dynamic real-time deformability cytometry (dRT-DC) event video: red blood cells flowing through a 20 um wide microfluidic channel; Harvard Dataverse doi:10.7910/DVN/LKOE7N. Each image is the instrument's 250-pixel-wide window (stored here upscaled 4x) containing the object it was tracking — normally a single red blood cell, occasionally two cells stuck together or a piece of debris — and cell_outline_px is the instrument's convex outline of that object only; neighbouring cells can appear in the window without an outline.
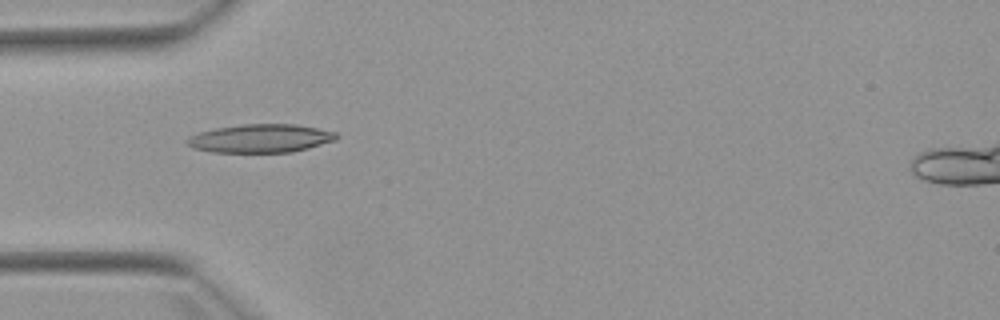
{"species": "Egyptian fruit bat (a non-hibernating species)", "species_latin": "Rousettus aegyptiacus", "temperature_condition": "warm", "stored_images_in_passage": 3, "camera_frame_rate_fps": 3000, "um_per_image_px": 0.085, "animal": {"sex": "female"}, "frame": {"image": 1, "passage_image": 2, "time_ms": 1.0, "image_size_px": [1000, 320], "cell_outline_px": [[340, 136], [336, 140], [308, 148], [292, 152], [212, 152], [192, 148], [184, 140], [188, 136], [200, 132], [216, 128], [244, 124], [296, 124], [336, 132]], "centroid_in_image_um": [22.14, 11.76], "position_along_channel_um": 62.9, "area_um2": 24.74}}
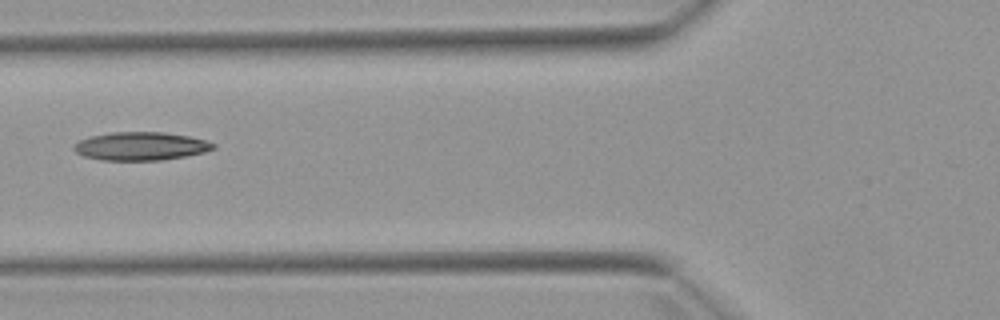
{"frame": {"image": 2, "passage_image": 3, "time_ms": 2.333, "image_size_px": [1000, 320], "cell_outline_px": [[216, 148], [204, 152], [184, 156], [160, 160], [100, 160], [84, 156], [76, 152], [72, 148], [72, 144], [88, 136], [112, 132], [164, 132], [188, 136], [204, 140], [216, 144]], "centroid_in_image_um": [11.92, 12.42], "position_along_channel_um": 113.9, "area_um2": 23.0}}